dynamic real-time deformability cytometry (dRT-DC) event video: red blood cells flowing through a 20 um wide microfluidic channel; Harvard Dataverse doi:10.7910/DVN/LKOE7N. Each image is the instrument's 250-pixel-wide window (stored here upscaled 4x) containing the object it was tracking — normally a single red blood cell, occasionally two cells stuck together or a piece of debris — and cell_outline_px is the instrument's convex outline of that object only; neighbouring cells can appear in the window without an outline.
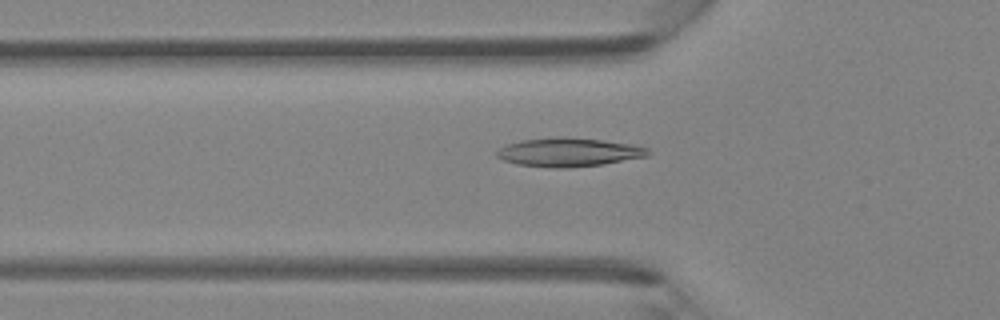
{"species": "Egyptian fruit bat (a non-hibernating species)", "species_latin": "Rousettus aegyptiacus", "temperature_condition": "room temperature", "stored_images_in_passage": 45, "camera_frame_rate_fps": 3000, "um_per_image_px": 0.085, "animal": {"sex": "female"}, "frame": {"image": 1, "passage_image": 15, "time_ms": 4.667, "image_size_px": [1000, 320], "cell_outline_px": [[652, 152], [648, 156], [604, 164], [568, 168], [552, 168], [516, 164], [504, 160], [496, 156], [496, 152], [500, 148], [508, 144], [520, 140], [556, 136], [560, 136], [604, 140], [632, 144], [648, 148]], "centroid_in_image_um": [48.36, 12.93], "position_along_channel_um": 77.4, "area_um2": 25.55}}
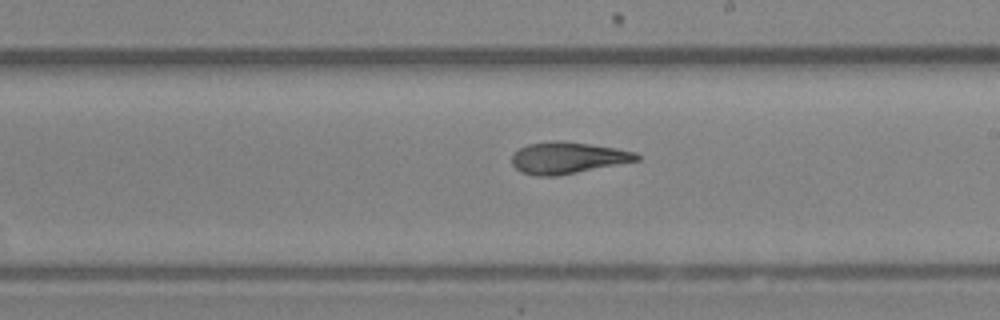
{"frame": {"image": 2, "passage_image": 26, "time_ms": 8.333, "image_size_px": [1000, 320], "cell_outline_px": [[640, 160], [556, 176], [536, 176], [520, 172], [512, 164], [512, 156], [520, 148], [528, 144], [552, 140], [560, 140], [616, 148], [636, 152], [640, 156]], "centroid_in_image_um": [48.24, 13.41], "position_along_channel_um": 240.8, "area_um2": 22.89}}
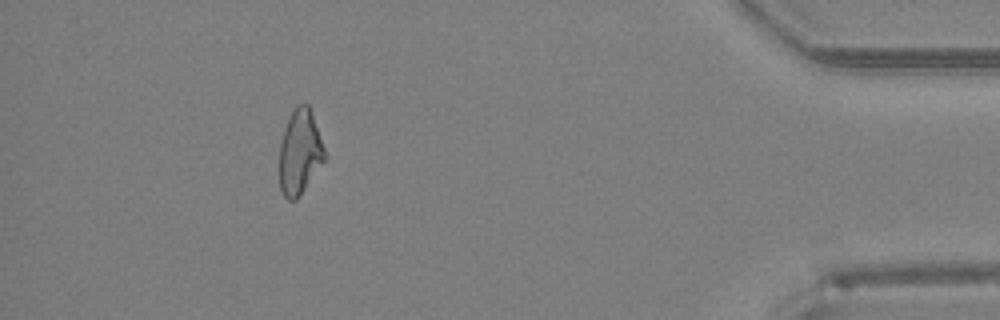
{"frame": {"image": 3, "passage_image": 41, "time_ms": 13.333, "image_size_px": [1000, 320], "cell_outline_px": [[324, 160], [300, 196], [296, 200], [288, 200], [284, 196], [280, 188], [280, 144], [284, 128], [292, 112], [300, 104], [308, 104], [312, 112], [324, 148]], "centroid_in_image_um": [25.47, 12.95], "position_along_channel_um": 409.7, "area_um2": 21.91}}